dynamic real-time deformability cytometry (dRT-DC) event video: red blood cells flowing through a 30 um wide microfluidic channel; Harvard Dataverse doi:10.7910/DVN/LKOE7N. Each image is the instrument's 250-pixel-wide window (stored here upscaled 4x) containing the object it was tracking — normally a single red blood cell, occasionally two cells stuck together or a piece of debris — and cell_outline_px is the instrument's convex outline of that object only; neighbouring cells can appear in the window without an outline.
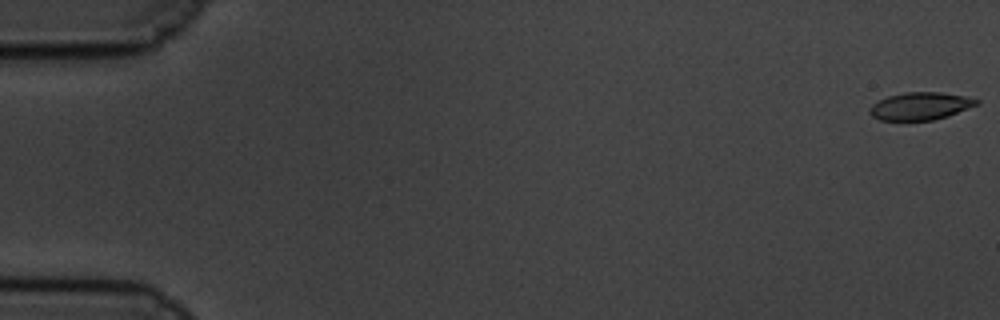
{"species": "common noctule bat (a hibernating species)", "species_latin": "Nyctalus noctula", "temperature_condition": "cold", "stored_images_in_passage": 15, "camera_frame_rate_fps": 3000, "um_per_image_px": 0.085, "animal": {"sex": "male", "body_mass_g": 19.5, "forearm_length_mm": 54.6}, "frame": {"image": 1, "passage_image": 1, "time_ms": 0.0, "image_size_px": [1000, 320], "cell_outline_px": [[980, 104], [948, 116], [932, 120], [880, 120], [872, 116], [868, 112], [868, 108], [872, 104], [888, 96], [904, 92], [940, 92], [964, 96], [980, 100]], "centroid_in_image_um": [78.23, 9.01], "position_along_channel_um": 6.8, "area_um2": 17.22}}
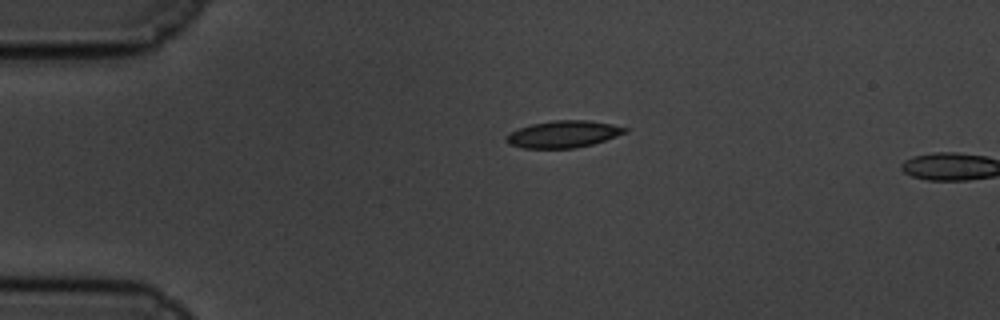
{"frame": {"image": 2, "passage_image": 14, "time_ms": 4.333, "image_size_px": [1000, 320], "cell_outline_px": [[628, 132], [592, 144], [576, 148], [524, 148], [508, 144], [504, 140], [504, 136], [508, 132], [532, 124], [556, 120], [588, 120], [612, 124], [628, 128]], "centroid_in_image_um": [47.85, 11.4], "position_along_channel_um": 37.2, "area_um2": 18.67}}